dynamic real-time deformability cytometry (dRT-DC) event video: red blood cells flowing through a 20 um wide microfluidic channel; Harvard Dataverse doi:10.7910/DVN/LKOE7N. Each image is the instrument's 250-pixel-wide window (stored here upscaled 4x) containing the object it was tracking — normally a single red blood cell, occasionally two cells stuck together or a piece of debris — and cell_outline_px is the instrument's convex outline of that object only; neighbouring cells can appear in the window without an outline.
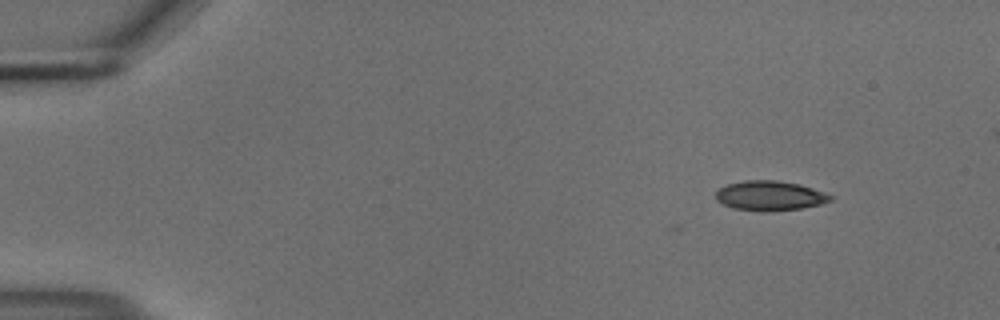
{"species": "common noctule bat (a hibernating species)", "species_latin": "Nyctalus noctula", "temperature_condition": "cold", "stored_images_in_passage": 48, "camera_frame_rate_fps": 3000, "um_per_image_px": 0.085, "animal": {"sex": "male", "body_mass_g": 18.8}, "frame": {"image": 1, "passage_image": 1, "time_ms": 0.0, "image_size_px": [1000, 320], "cell_outline_px": [[836, 196], [832, 200], [820, 204], [800, 208], [768, 212], [760, 212], [732, 208], [716, 200], [716, 192], [720, 188], [728, 184], [744, 180], [776, 180], [800, 184]], "centroid_in_image_um": [65.45, 16.64], "position_along_channel_um": 19.5, "area_um2": 20.0}}
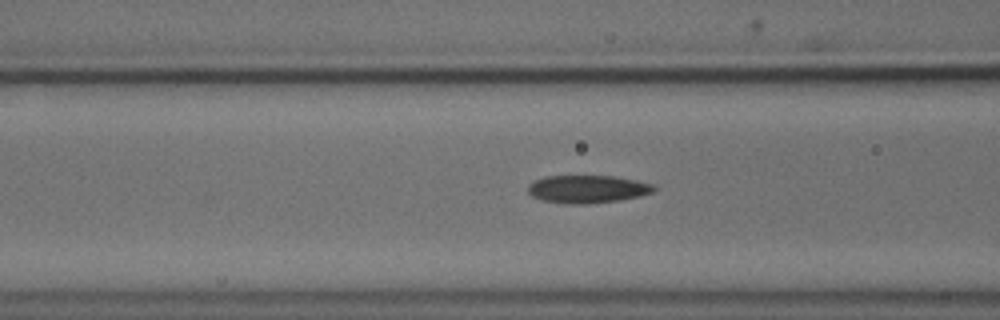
{"frame": {"image": 2, "passage_image": 17, "time_ms": 5.333, "image_size_px": [1000, 320], "cell_outline_px": [[656, 188], [652, 192], [640, 196], [620, 200], [584, 204], [568, 204], [544, 200], [532, 196], [528, 192], [528, 184], [544, 176], [616, 176], [636, 180], [652, 184]], "centroid_in_image_um": [49.93, 16.07], "position_along_channel_um": 116.7, "area_um2": 20.35}}
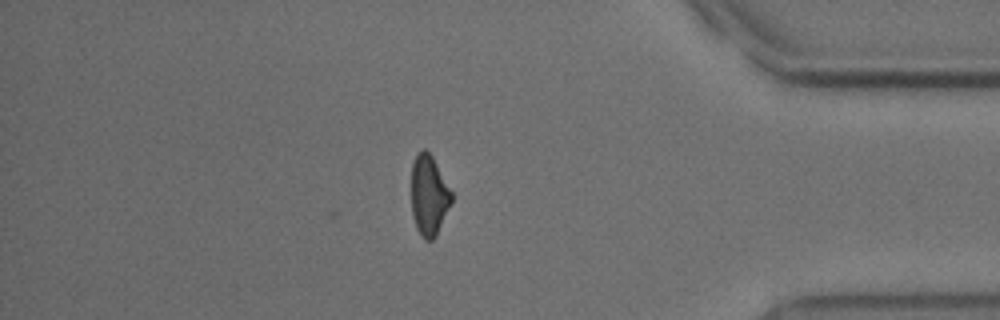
{"frame": {"image": 3, "passage_image": 42, "time_ms": 13.667, "image_size_px": [1000, 320], "cell_outline_px": [[452, 204], [436, 236], [432, 240], [424, 240], [420, 236], [416, 228], [412, 216], [412, 164], [416, 152], [424, 148], [432, 156], [452, 192]], "centroid_in_image_um": [36.46, 16.63], "position_along_channel_um": 398.7, "area_um2": 19.02}, "authors_computed_cell_mechanics": {"area_um2": 20.2589, "velocity_mm_per_s": 3.7112, "shape_relaxation_time_tau1_ms": 5.5826, "shape_relaxation_time_tau2_ms": 3.3043, "deformation_change_tau1": 0.1668, "deformation_change_tau2": 0.099}}